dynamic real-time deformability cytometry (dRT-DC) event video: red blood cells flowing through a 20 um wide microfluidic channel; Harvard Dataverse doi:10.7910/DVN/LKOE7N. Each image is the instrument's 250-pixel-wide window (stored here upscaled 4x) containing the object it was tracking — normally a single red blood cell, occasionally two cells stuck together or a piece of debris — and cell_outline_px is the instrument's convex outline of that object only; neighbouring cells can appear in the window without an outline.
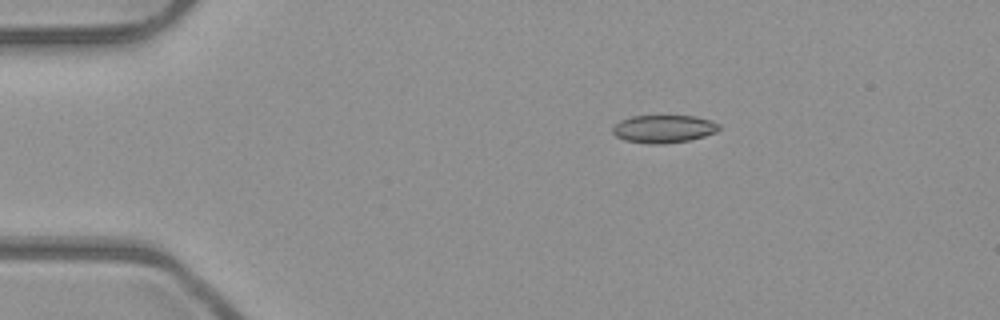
{"species": "common noctule bat (a hibernating species)", "species_latin": "Nyctalus noctula", "temperature_condition": "room temperature", "stored_images_in_passage": 44, "camera_frame_rate_fps": 3000, "um_per_image_px": 0.085, "animal": {"sex": "male", "body_mass_g": 23.1, "forearm_length_mm": 52.7}, "frame": {"image": 1, "passage_image": 1, "time_ms": 0.0, "image_size_px": [1000, 320], "cell_outline_px": [[720, 128], [716, 132], [704, 136], [688, 140], [664, 144], [648, 144], [624, 140], [616, 136], [612, 132], [612, 128], [620, 120], [632, 116], [696, 116], [712, 120], [720, 124]], "centroid_in_image_um": [56.42, 10.95], "position_along_channel_um": 28.6, "area_um2": 17.34}}
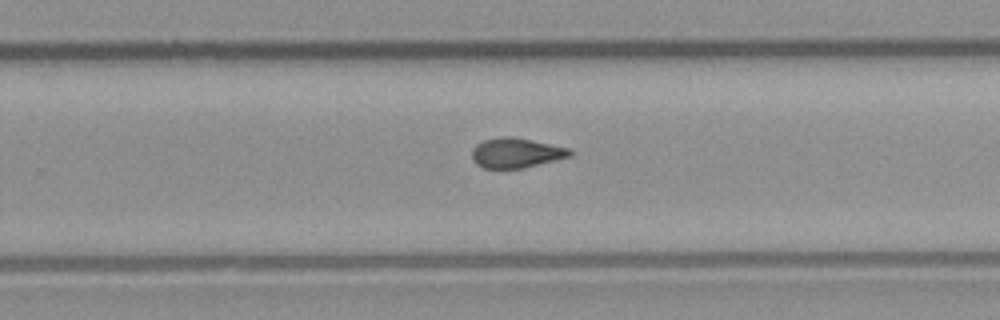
{"frame": {"image": 2, "passage_image": 25, "time_ms": 8.0, "image_size_px": [1000, 320], "cell_outline_px": [[572, 156], [524, 168], [484, 168], [476, 164], [472, 160], [472, 148], [476, 144], [484, 140], [500, 136], [512, 136], [568, 148], [572, 152]], "centroid_in_image_um": [43.84, 12.99], "position_along_channel_um": 286.0, "area_um2": 17.05}}
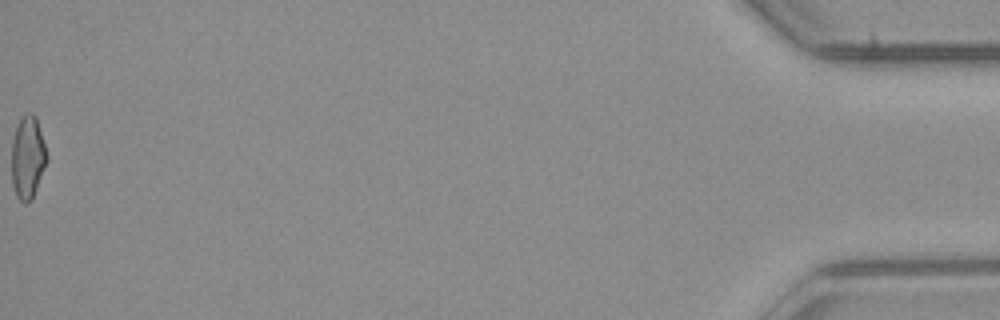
{"frame": {"image": 3, "passage_image": 44, "time_ms": 14.333, "image_size_px": [1000, 320], "cell_outline_px": [[48, 160], [32, 200], [28, 204], [24, 204], [16, 196], [12, 184], [12, 140], [20, 116], [28, 112], [32, 112], [36, 116], [48, 156]], "centroid_in_image_um": [2.36, 13.39], "position_along_channel_um": 432.8, "area_um2": 17.28}, "authors_computed_cell_mechanics": {"area_um2": 17.1666, "velocity_mm_per_s": 3.9861, "shape_relaxation_time_tau1_ms": null, "shape_relaxation_time_tau2_ms": 1.7194, "deformation_change_tau1": null, "deformation_change_tau2": 0.0674}}